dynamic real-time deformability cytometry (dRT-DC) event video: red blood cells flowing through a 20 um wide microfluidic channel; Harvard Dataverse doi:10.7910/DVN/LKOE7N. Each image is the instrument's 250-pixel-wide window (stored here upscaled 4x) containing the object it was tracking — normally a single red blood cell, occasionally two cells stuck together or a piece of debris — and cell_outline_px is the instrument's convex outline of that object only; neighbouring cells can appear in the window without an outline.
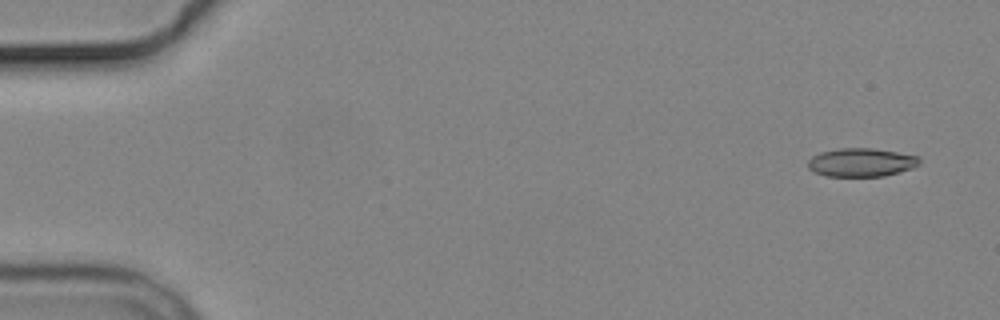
{"species": "common noctule bat (a hibernating species)", "species_latin": "Nyctalus noctula", "temperature_condition": "cold", "stored_images_in_passage": 5, "camera_frame_rate_fps": 3000, "um_per_image_px": 0.085, "animal": {"sex": "male", "body_mass_g": 19.2, "forearm_length_mm": 51.8}, "frame": {"image": 1, "passage_image": 1, "time_ms": 0.0, "image_size_px": [1000, 320], "cell_outline_px": [[920, 164], [912, 168], [900, 172], [884, 176], [824, 176], [808, 168], [808, 160], [812, 156], [820, 152], [840, 148], [872, 148], [920, 156]], "centroid_in_image_um": [73.22, 13.8], "position_along_channel_um": 11.8, "area_um2": 18.55}}
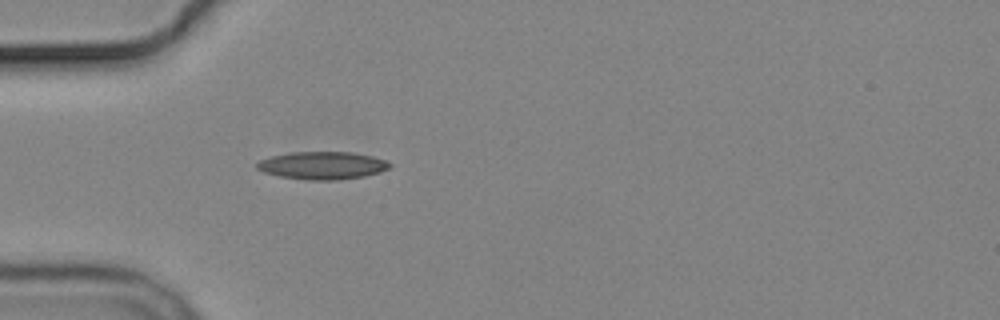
{"frame": {"image": 2, "passage_image": 5, "time_ms": 4.667, "image_size_px": [1000, 320], "cell_outline_px": [[392, 168], [380, 172], [364, 176], [340, 180], [308, 180], [280, 176], [264, 172], [256, 168], [256, 164], [260, 160], [272, 156], [292, 152], [352, 152], [372, 156], [384, 160], [392, 164]], "centroid_in_image_um": [27.44, 14.07], "position_along_channel_um": 57.6, "area_um2": 21.44}}